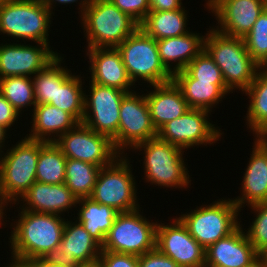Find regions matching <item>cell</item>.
<instances>
[{"label":"cell","instance_id":"obj_1","mask_svg":"<svg viewBox=\"0 0 267 267\" xmlns=\"http://www.w3.org/2000/svg\"><path fill=\"white\" fill-rule=\"evenodd\" d=\"M18 219L11 222L8 238L11 257L22 260L43 258L61 243L66 219L58 214L19 210ZM14 224V225H13Z\"/></svg>","mask_w":267,"mask_h":267},{"label":"cell","instance_id":"obj_2","mask_svg":"<svg viewBox=\"0 0 267 267\" xmlns=\"http://www.w3.org/2000/svg\"><path fill=\"white\" fill-rule=\"evenodd\" d=\"M209 27L204 50L221 70L226 86L243 93L262 67L248 53L243 38L226 36Z\"/></svg>","mask_w":267,"mask_h":267},{"label":"cell","instance_id":"obj_3","mask_svg":"<svg viewBox=\"0 0 267 267\" xmlns=\"http://www.w3.org/2000/svg\"><path fill=\"white\" fill-rule=\"evenodd\" d=\"M23 138L0 152V198L11 208L36 182L39 151L46 143Z\"/></svg>","mask_w":267,"mask_h":267},{"label":"cell","instance_id":"obj_4","mask_svg":"<svg viewBox=\"0 0 267 267\" xmlns=\"http://www.w3.org/2000/svg\"><path fill=\"white\" fill-rule=\"evenodd\" d=\"M139 151L144 160V178L151 185L163 188H188L191 186L189 170L183 157L184 150L163 141L158 136L137 144L132 149Z\"/></svg>","mask_w":267,"mask_h":267},{"label":"cell","instance_id":"obj_5","mask_svg":"<svg viewBox=\"0 0 267 267\" xmlns=\"http://www.w3.org/2000/svg\"><path fill=\"white\" fill-rule=\"evenodd\" d=\"M86 48L118 47L139 29V23L109 0H90L81 16Z\"/></svg>","mask_w":267,"mask_h":267},{"label":"cell","instance_id":"obj_6","mask_svg":"<svg viewBox=\"0 0 267 267\" xmlns=\"http://www.w3.org/2000/svg\"><path fill=\"white\" fill-rule=\"evenodd\" d=\"M53 14L42 0H5L0 10V33L10 38L50 45ZM52 17V18H51Z\"/></svg>","mask_w":267,"mask_h":267},{"label":"cell","instance_id":"obj_7","mask_svg":"<svg viewBox=\"0 0 267 267\" xmlns=\"http://www.w3.org/2000/svg\"><path fill=\"white\" fill-rule=\"evenodd\" d=\"M209 205L197 206L194 210L179 216L190 235L205 249L219 239L234 232L241 219V210L232 199H217ZM240 220V221H238Z\"/></svg>","mask_w":267,"mask_h":267},{"label":"cell","instance_id":"obj_8","mask_svg":"<svg viewBox=\"0 0 267 267\" xmlns=\"http://www.w3.org/2000/svg\"><path fill=\"white\" fill-rule=\"evenodd\" d=\"M127 156L129 155L121 154L110 165L101 167L90 196L95 202L108 205L118 213L141 208L137 196L136 177Z\"/></svg>","mask_w":267,"mask_h":267},{"label":"cell","instance_id":"obj_9","mask_svg":"<svg viewBox=\"0 0 267 267\" xmlns=\"http://www.w3.org/2000/svg\"><path fill=\"white\" fill-rule=\"evenodd\" d=\"M130 80L135 83L163 84L172 81V74L160 61L157 40L140 28L118 47ZM144 81V82H143Z\"/></svg>","mask_w":267,"mask_h":267},{"label":"cell","instance_id":"obj_10","mask_svg":"<svg viewBox=\"0 0 267 267\" xmlns=\"http://www.w3.org/2000/svg\"><path fill=\"white\" fill-rule=\"evenodd\" d=\"M157 225L143 216L140 208L118 213L101 249L141 256L156 248Z\"/></svg>","mask_w":267,"mask_h":267},{"label":"cell","instance_id":"obj_11","mask_svg":"<svg viewBox=\"0 0 267 267\" xmlns=\"http://www.w3.org/2000/svg\"><path fill=\"white\" fill-rule=\"evenodd\" d=\"M210 114L207 110L190 108L181 117L164 124L157 131V136L185 151L199 145L215 144L224 132L218 125L212 124L213 121L210 122Z\"/></svg>","mask_w":267,"mask_h":267},{"label":"cell","instance_id":"obj_12","mask_svg":"<svg viewBox=\"0 0 267 267\" xmlns=\"http://www.w3.org/2000/svg\"><path fill=\"white\" fill-rule=\"evenodd\" d=\"M140 94V92L132 91L122 99L118 133L112 139L115 149L120 154L125 155L126 151H130L137 144L157 137V130L151 121L145 93Z\"/></svg>","mask_w":267,"mask_h":267},{"label":"cell","instance_id":"obj_13","mask_svg":"<svg viewBox=\"0 0 267 267\" xmlns=\"http://www.w3.org/2000/svg\"><path fill=\"white\" fill-rule=\"evenodd\" d=\"M67 159H76L96 166L110 165L119 155L112 140L90 129L84 123L62 134L54 142Z\"/></svg>","mask_w":267,"mask_h":267},{"label":"cell","instance_id":"obj_14","mask_svg":"<svg viewBox=\"0 0 267 267\" xmlns=\"http://www.w3.org/2000/svg\"><path fill=\"white\" fill-rule=\"evenodd\" d=\"M88 92L85 90L82 123L112 140L118 133L122 99L129 92L91 81Z\"/></svg>","mask_w":267,"mask_h":267},{"label":"cell","instance_id":"obj_15","mask_svg":"<svg viewBox=\"0 0 267 267\" xmlns=\"http://www.w3.org/2000/svg\"><path fill=\"white\" fill-rule=\"evenodd\" d=\"M157 225L156 248L180 267H204L206 249L189 233L179 217Z\"/></svg>","mask_w":267,"mask_h":267},{"label":"cell","instance_id":"obj_16","mask_svg":"<svg viewBox=\"0 0 267 267\" xmlns=\"http://www.w3.org/2000/svg\"><path fill=\"white\" fill-rule=\"evenodd\" d=\"M205 8L213 13L218 25L213 28L230 37H245L260 14L267 7V0H206Z\"/></svg>","mask_w":267,"mask_h":267},{"label":"cell","instance_id":"obj_17","mask_svg":"<svg viewBox=\"0 0 267 267\" xmlns=\"http://www.w3.org/2000/svg\"><path fill=\"white\" fill-rule=\"evenodd\" d=\"M37 44V46H36ZM1 43L0 44V78L12 76L33 77L45 69L60 54L51 46L43 43ZM51 48V49H50Z\"/></svg>","mask_w":267,"mask_h":267},{"label":"cell","instance_id":"obj_18","mask_svg":"<svg viewBox=\"0 0 267 267\" xmlns=\"http://www.w3.org/2000/svg\"><path fill=\"white\" fill-rule=\"evenodd\" d=\"M66 219L61 243L43 256V260L51 264L66 267H78L98 260L101 245L76 219Z\"/></svg>","mask_w":267,"mask_h":267},{"label":"cell","instance_id":"obj_19","mask_svg":"<svg viewBox=\"0 0 267 267\" xmlns=\"http://www.w3.org/2000/svg\"><path fill=\"white\" fill-rule=\"evenodd\" d=\"M85 52L89 59L91 82L125 92L135 91L136 85L130 80L117 47L87 48Z\"/></svg>","mask_w":267,"mask_h":267},{"label":"cell","instance_id":"obj_20","mask_svg":"<svg viewBox=\"0 0 267 267\" xmlns=\"http://www.w3.org/2000/svg\"><path fill=\"white\" fill-rule=\"evenodd\" d=\"M77 202L78 198L65 183L52 185L36 181L15 204H20V210L64 216L73 207L77 209Z\"/></svg>","mask_w":267,"mask_h":267},{"label":"cell","instance_id":"obj_21","mask_svg":"<svg viewBox=\"0 0 267 267\" xmlns=\"http://www.w3.org/2000/svg\"><path fill=\"white\" fill-rule=\"evenodd\" d=\"M258 255L240 224L230 235L206 248L205 266L245 267Z\"/></svg>","mask_w":267,"mask_h":267},{"label":"cell","instance_id":"obj_22","mask_svg":"<svg viewBox=\"0 0 267 267\" xmlns=\"http://www.w3.org/2000/svg\"><path fill=\"white\" fill-rule=\"evenodd\" d=\"M254 140L249 163L243 174L240 196L232 198L240 210L259 202H267V148ZM242 191V192H241ZM247 203V204H246ZM246 204V205H245Z\"/></svg>","mask_w":267,"mask_h":267},{"label":"cell","instance_id":"obj_23","mask_svg":"<svg viewBox=\"0 0 267 267\" xmlns=\"http://www.w3.org/2000/svg\"><path fill=\"white\" fill-rule=\"evenodd\" d=\"M151 91L145 94L151 121L158 131L164 124L181 117L189 108L179 87L170 81L151 85Z\"/></svg>","mask_w":267,"mask_h":267},{"label":"cell","instance_id":"obj_24","mask_svg":"<svg viewBox=\"0 0 267 267\" xmlns=\"http://www.w3.org/2000/svg\"><path fill=\"white\" fill-rule=\"evenodd\" d=\"M200 34L189 31L181 36L157 40L160 61L172 75L184 70L204 50L205 35Z\"/></svg>","mask_w":267,"mask_h":267},{"label":"cell","instance_id":"obj_25","mask_svg":"<svg viewBox=\"0 0 267 267\" xmlns=\"http://www.w3.org/2000/svg\"><path fill=\"white\" fill-rule=\"evenodd\" d=\"M31 110V132L25 136L31 140L55 142L79 123L70 113L51 104H38Z\"/></svg>","mask_w":267,"mask_h":267},{"label":"cell","instance_id":"obj_26","mask_svg":"<svg viewBox=\"0 0 267 267\" xmlns=\"http://www.w3.org/2000/svg\"><path fill=\"white\" fill-rule=\"evenodd\" d=\"M172 80L181 90L189 108L214 112L213 107L223 102L225 95L233 93L226 85L194 79L185 69L175 72Z\"/></svg>","mask_w":267,"mask_h":267},{"label":"cell","instance_id":"obj_27","mask_svg":"<svg viewBox=\"0 0 267 267\" xmlns=\"http://www.w3.org/2000/svg\"><path fill=\"white\" fill-rule=\"evenodd\" d=\"M187 13L184 6L177 10L150 11L139 28L155 40L181 36L190 31Z\"/></svg>","mask_w":267,"mask_h":267},{"label":"cell","instance_id":"obj_28","mask_svg":"<svg viewBox=\"0 0 267 267\" xmlns=\"http://www.w3.org/2000/svg\"><path fill=\"white\" fill-rule=\"evenodd\" d=\"M79 206V207H78ZM76 219L102 246L118 212L108 205L95 202L90 197L78 199Z\"/></svg>","mask_w":267,"mask_h":267},{"label":"cell","instance_id":"obj_29","mask_svg":"<svg viewBox=\"0 0 267 267\" xmlns=\"http://www.w3.org/2000/svg\"><path fill=\"white\" fill-rule=\"evenodd\" d=\"M248 96L246 125L249 132L255 136L267 125V70L261 68L254 81L243 92Z\"/></svg>","mask_w":267,"mask_h":267},{"label":"cell","instance_id":"obj_30","mask_svg":"<svg viewBox=\"0 0 267 267\" xmlns=\"http://www.w3.org/2000/svg\"><path fill=\"white\" fill-rule=\"evenodd\" d=\"M84 83L81 74H71L62 84H56L55 98L48 104L70 113L81 123L84 115Z\"/></svg>","mask_w":267,"mask_h":267},{"label":"cell","instance_id":"obj_31","mask_svg":"<svg viewBox=\"0 0 267 267\" xmlns=\"http://www.w3.org/2000/svg\"><path fill=\"white\" fill-rule=\"evenodd\" d=\"M64 57L59 55L45 69L32 77L36 105L54 100L56 84H62L71 74L67 66H61ZM63 61V62H62ZM66 67V68H65Z\"/></svg>","mask_w":267,"mask_h":267},{"label":"cell","instance_id":"obj_32","mask_svg":"<svg viewBox=\"0 0 267 267\" xmlns=\"http://www.w3.org/2000/svg\"><path fill=\"white\" fill-rule=\"evenodd\" d=\"M66 161L54 142H46L39 151L36 181L52 185L65 183Z\"/></svg>","mask_w":267,"mask_h":267},{"label":"cell","instance_id":"obj_33","mask_svg":"<svg viewBox=\"0 0 267 267\" xmlns=\"http://www.w3.org/2000/svg\"><path fill=\"white\" fill-rule=\"evenodd\" d=\"M101 168L92 163L67 159L65 185L78 198L91 196Z\"/></svg>","mask_w":267,"mask_h":267},{"label":"cell","instance_id":"obj_34","mask_svg":"<svg viewBox=\"0 0 267 267\" xmlns=\"http://www.w3.org/2000/svg\"><path fill=\"white\" fill-rule=\"evenodd\" d=\"M0 93L21 115L25 108L36 106L33 81L28 76L0 78Z\"/></svg>","mask_w":267,"mask_h":267},{"label":"cell","instance_id":"obj_35","mask_svg":"<svg viewBox=\"0 0 267 267\" xmlns=\"http://www.w3.org/2000/svg\"><path fill=\"white\" fill-rule=\"evenodd\" d=\"M243 40L250 56L263 67L267 63V7Z\"/></svg>","mask_w":267,"mask_h":267},{"label":"cell","instance_id":"obj_36","mask_svg":"<svg viewBox=\"0 0 267 267\" xmlns=\"http://www.w3.org/2000/svg\"><path fill=\"white\" fill-rule=\"evenodd\" d=\"M251 213L255 218L244 232L249 242L254 246L256 252L261 254L267 248V202H259L250 206Z\"/></svg>","mask_w":267,"mask_h":267},{"label":"cell","instance_id":"obj_37","mask_svg":"<svg viewBox=\"0 0 267 267\" xmlns=\"http://www.w3.org/2000/svg\"><path fill=\"white\" fill-rule=\"evenodd\" d=\"M185 70L199 81L211 82L216 85H226L221 70L214 60L203 50L185 68Z\"/></svg>","mask_w":267,"mask_h":267},{"label":"cell","instance_id":"obj_38","mask_svg":"<svg viewBox=\"0 0 267 267\" xmlns=\"http://www.w3.org/2000/svg\"><path fill=\"white\" fill-rule=\"evenodd\" d=\"M120 11L131 16L139 24L150 12L149 0H109Z\"/></svg>","mask_w":267,"mask_h":267},{"label":"cell","instance_id":"obj_39","mask_svg":"<svg viewBox=\"0 0 267 267\" xmlns=\"http://www.w3.org/2000/svg\"><path fill=\"white\" fill-rule=\"evenodd\" d=\"M101 267H139L138 256L101 250L97 260Z\"/></svg>","mask_w":267,"mask_h":267},{"label":"cell","instance_id":"obj_40","mask_svg":"<svg viewBox=\"0 0 267 267\" xmlns=\"http://www.w3.org/2000/svg\"><path fill=\"white\" fill-rule=\"evenodd\" d=\"M139 267H180L174 260L154 248L138 256Z\"/></svg>","mask_w":267,"mask_h":267},{"label":"cell","instance_id":"obj_41","mask_svg":"<svg viewBox=\"0 0 267 267\" xmlns=\"http://www.w3.org/2000/svg\"><path fill=\"white\" fill-rule=\"evenodd\" d=\"M22 117L0 93V126L9 132L10 128Z\"/></svg>","mask_w":267,"mask_h":267},{"label":"cell","instance_id":"obj_42","mask_svg":"<svg viewBox=\"0 0 267 267\" xmlns=\"http://www.w3.org/2000/svg\"><path fill=\"white\" fill-rule=\"evenodd\" d=\"M150 11H169L183 7L182 0H149Z\"/></svg>","mask_w":267,"mask_h":267},{"label":"cell","instance_id":"obj_43","mask_svg":"<svg viewBox=\"0 0 267 267\" xmlns=\"http://www.w3.org/2000/svg\"><path fill=\"white\" fill-rule=\"evenodd\" d=\"M90 0H42L44 6L51 11V13L54 15L53 9L56 7L55 5L58 4H62V5H68V4H73L74 2L76 4L79 3L78 6V10L80 13L79 17L82 16V14L84 13L85 9L88 7ZM78 2V3H77Z\"/></svg>","mask_w":267,"mask_h":267},{"label":"cell","instance_id":"obj_44","mask_svg":"<svg viewBox=\"0 0 267 267\" xmlns=\"http://www.w3.org/2000/svg\"><path fill=\"white\" fill-rule=\"evenodd\" d=\"M12 262L8 263L5 267H37V260H22L12 257Z\"/></svg>","mask_w":267,"mask_h":267},{"label":"cell","instance_id":"obj_45","mask_svg":"<svg viewBox=\"0 0 267 267\" xmlns=\"http://www.w3.org/2000/svg\"><path fill=\"white\" fill-rule=\"evenodd\" d=\"M255 139H257L265 148H267V125L263 127L255 136Z\"/></svg>","mask_w":267,"mask_h":267},{"label":"cell","instance_id":"obj_46","mask_svg":"<svg viewBox=\"0 0 267 267\" xmlns=\"http://www.w3.org/2000/svg\"><path fill=\"white\" fill-rule=\"evenodd\" d=\"M245 267H267L265 259L259 254Z\"/></svg>","mask_w":267,"mask_h":267},{"label":"cell","instance_id":"obj_47","mask_svg":"<svg viewBox=\"0 0 267 267\" xmlns=\"http://www.w3.org/2000/svg\"><path fill=\"white\" fill-rule=\"evenodd\" d=\"M6 207H8V205L0 198V226L1 225L7 226L6 223L4 222V221L7 222V220H4V219H7L6 217L8 216V215H6V213H7ZM4 223H5V225H4Z\"/></svg>","mask_w":267,"mask_h":267},{"label":"cell","instance_id":"obj_48","mask_svg":"<svg viewBox=\"0 0 267 267\" xmlns=\"http://www.w3.org/2000/svg\"><path fill=\"white\" fill-rule=\"evenodd\" d=\"M9 134H10V132L8 133L5 129H3L0 126V152H2L6 148L5 144H7V143H5V142H7L6 139H9V138H7L9 136Z\"/></svg>","mask_w":267,"mask_h":267},{"label":"cell","instance_id":"obj_49","mask_svg":"<svg viewBox=\"0 0 267 267\" xmlns=\"http://www.w3.org/2000/svg\"><path fill=\"white\" fill-rule=\"evenodd\" d=\"M37 267H66V266H62L60 264L47 263L42 258H40L37 259Z\"/></svg>","mask_w":267,"mask_h":267},{"label":"cell","instance_id":"obj_50","mask_svg":"<svg viewBox=\"0 0 267 267\" xmlns=\"http://www.w3.org/2000/svg\"><path fill=\"white\" fill-rule=\"evenodd\" d=\"M78 267H101L98 261L88 263V264H80Z\"/></svg>","mask_w":267,"mask_h":267},{"label":"cell","instance_id":"obj_51","mask_svg":"<svg viewBox=\"0 0 267 267\" xmlns=\"http://www.w3.org/2000/svg\"><path fill=\"white\" fill-rule=\"evenodd\" d=\"M260 255L265 259L267 263V248Z\"/></svg>","mask_w":267,"mask_h":267},{"label":"cell","instance_id":"obj_52","mask_svg":"<svg viewBox=\"0 0 267 267\" xmlns=\"http://www.w3.org/2000/svg\"><path fill=\"white\" fill-rule=\"evenodd\" d=\"M4 2H5V0H0V10L2 9Z\"/></svg>","mask_w":267,"mask_h":267},{"label":"cell","instance_id":"obj_53","mask_svg":"<svg viewBox=\"0 0 267 267\" xmlns=\"http://www.w3.org/2000/svg\"><path fill=\"white\" fill-rule=\"evenodd\" d=\"M262 68L267 70V63Z\"/></svg>","mask_w":267,"mask_h":267}]
</instances>
